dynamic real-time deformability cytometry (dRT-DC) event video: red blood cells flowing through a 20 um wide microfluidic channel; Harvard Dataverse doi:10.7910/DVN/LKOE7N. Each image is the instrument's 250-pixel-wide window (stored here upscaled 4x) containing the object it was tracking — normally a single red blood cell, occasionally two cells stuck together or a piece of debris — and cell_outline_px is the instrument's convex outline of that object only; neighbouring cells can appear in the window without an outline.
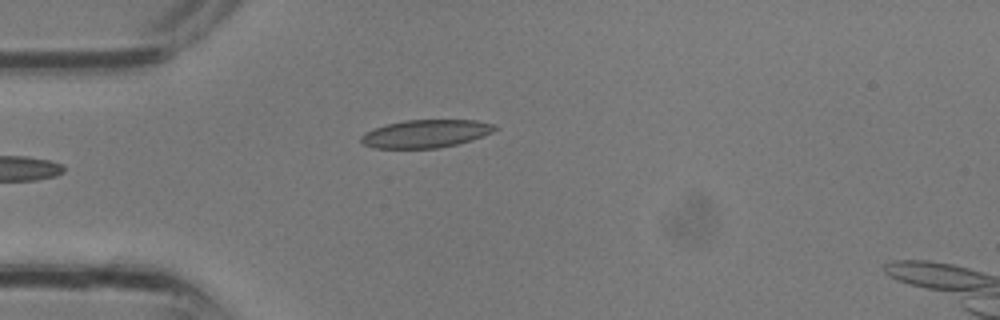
{"species": "common noctule bat (a hibernating species)", "species_latin": "Nyctalus noctula", "temperature_condition": "room temperature", "stored_images_in_passage": 2, "camera_frame_rate_fps": 3000, "um_per_image_px": 0.085, "animal": {"sex": "male", "body_mass_g": 13.3}, "frame": {"image": 1, "passage_image": 2, "time_ms": 0.333, "image_size_px": [1000, 320], "cell_outline_px": [[496, 128], [492, 132], [484, 136], [472, 140], [456, 144], [436, 148], [372, 148], [364, 144], [360, 140], [360, 136], [364, 132], [388, 124], [404, 120], [476, 120], [492, 124]], "centroid_in_image_um": [36.16, 11.36], "position_along_channel_um": 48.8, "area_um2": 21.62}}